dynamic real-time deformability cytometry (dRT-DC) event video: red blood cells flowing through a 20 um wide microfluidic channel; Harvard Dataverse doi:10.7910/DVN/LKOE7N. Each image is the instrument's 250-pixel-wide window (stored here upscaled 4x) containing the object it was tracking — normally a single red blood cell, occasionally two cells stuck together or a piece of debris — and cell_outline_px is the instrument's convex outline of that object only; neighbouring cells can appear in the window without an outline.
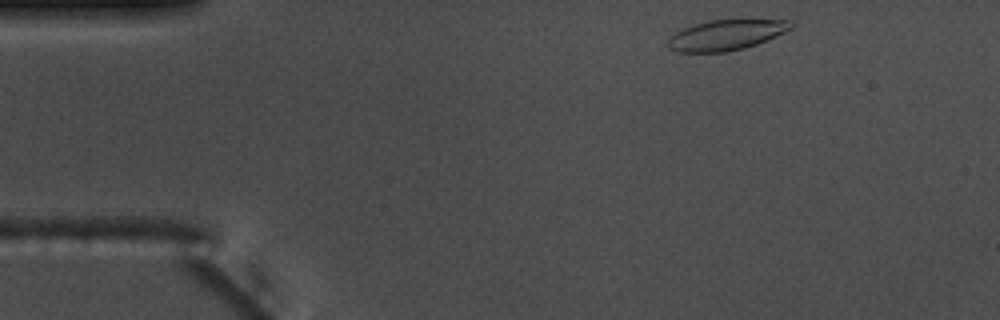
{"species": "common noctule bat (a hibernating species)", "species_latin": "Nyctalus noctula", "temperature_condition": "warm", "stored_images_in_passage": 48, "camera_frame_rate_fps": 3000, "um_per_image_px": 0.085, "animal": {"sex": "male", "body_mass_g": 17.5, "forearm_length_mm": 52.3}, "frame": {"image": 1, "passage_image": 1, "time_ms": 0.0, "image_size_px": [1000, 320], "cell_outline_px": [[792, 28], [776, 36], [756, 44], [744, 48], [728, 52], [676, 52], [668, 48], [668, 40], [676, 32], [684, 28], [696, 24], [712, 20], [788, 20], [792, 24]], "centroid_in_image_um": [61.7, 2.99], "position_along_channel_um": 23.3, "area_um2": 21.44}}
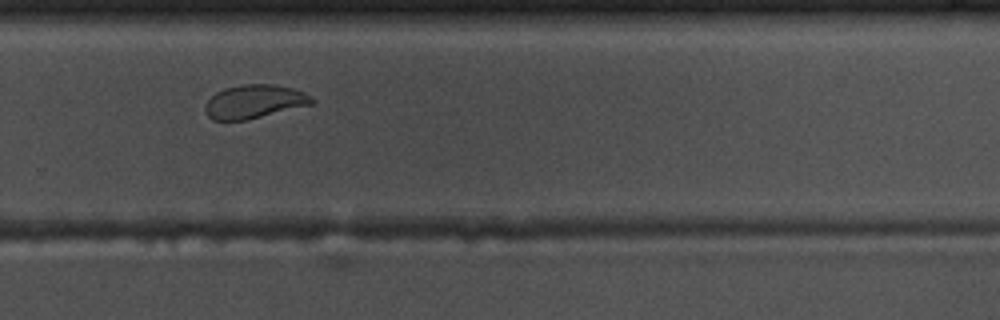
{"frame": {"image": 2, "passage_image": 30, "time_ms": 9.667, "image_size_px": [1000, 320], "cell_outline_px": [[316, 100], [312, 104], [244, 120], [212, 120], [208, 116], [204, 108], [204, 104], [216, 92], [224, 88], [244, 84], [276, 84], [292, 88], [304, 92], [312, 96]], "centroid_in_image_um": [21.61, 8.62], "position_along_channel_um": 308.2, "area_um2": 20.81}}
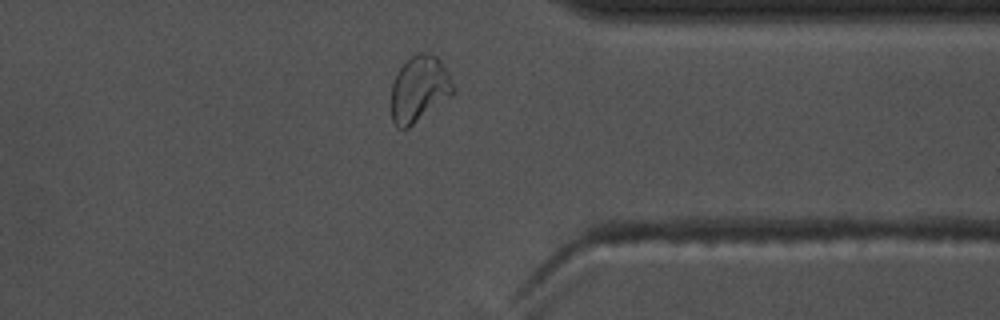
{"frame": {"image": 3, "passage_image": 36, "time_ms": 11.667, "image_size_px": [1000, 320], "cell_outline_px": [[452, 96], [408, 128], [396, 128], [392, 120], [392, 84], [400, 68], [412, 56], [420, 52], [428, 52], [436, 56], [440, 60], [448, 72], [452, 84]], "centroid_in_image_um": [35.63, 7.57], "position_along_channel_um": 375.8, "area_um2": 23.52}, "authors_computed_cell_mechanics": {"area_um2": 21.8484, "velocity_mm_per_s": 3.6853, "shape_relaxation_time_tau1_ms": 8.1979, "shape_relaxation_time_tau2_ms": 1.0886, "deformation_change_tau1": 0.221, "deformation_change_tau2": 0.0564}}